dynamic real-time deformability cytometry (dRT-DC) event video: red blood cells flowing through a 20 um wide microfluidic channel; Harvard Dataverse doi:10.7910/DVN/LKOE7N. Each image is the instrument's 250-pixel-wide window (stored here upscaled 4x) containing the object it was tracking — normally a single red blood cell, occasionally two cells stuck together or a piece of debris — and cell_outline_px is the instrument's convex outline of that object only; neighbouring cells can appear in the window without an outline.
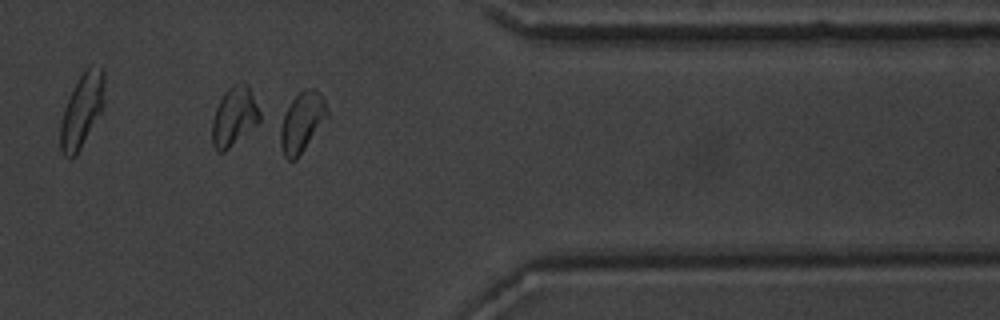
{"species": "common noctule bat (a hibernating species)", "species_latin": "Nyctalus noctula", "temperature_condition": "warm", "stored_images_in_passage": 13, "camera_frame_rate_fps": 3000, "um_per_image_px": 0.085, "animal": {"sex": "male", "body_mass_g": 20.1, "forearm_length_mm": 53.5}, "frame": {"image": 1, "passage_image": 11, "time_ms": 3.333, "image_size_px": [1000, 320], "cell_outline_px": [[328, 116], [296, 160], [288, 160], [284, 156], [280, 144], [280, 128], [284, 116], [292, 100], [304, 88], [316, 88], [320, 92], [324, 100], [328, 112]], "centroid_in_image_um": [25.67, 10.37], "position_along_channel_um": 385.7, "area_um2": 16.07}}